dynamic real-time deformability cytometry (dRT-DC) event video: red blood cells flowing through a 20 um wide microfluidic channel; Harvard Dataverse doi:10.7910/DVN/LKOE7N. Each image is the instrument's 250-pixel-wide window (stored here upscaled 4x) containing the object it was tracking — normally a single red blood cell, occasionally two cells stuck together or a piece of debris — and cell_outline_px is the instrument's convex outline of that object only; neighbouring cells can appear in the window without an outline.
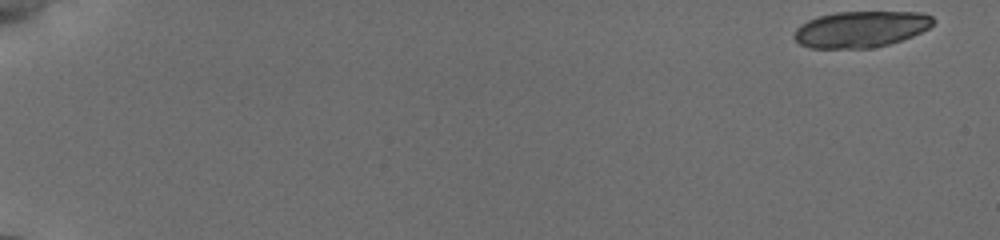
{"species": "common noctule bat (a hibernating species)", "species_latin": "Nyctalus noctula", "temperature_condition": "cold", "stored_images_in_passage": 57, "camera_frame_rate_fps": 3000, "um_per_image_px": 0.085, "animal": {"sex": "female", "body_mass_g": 19.5, "forearm_length_mm": 54.1}, "frame": {"image": 1, "passage_image": 1, "time_ms": 0.0, "image_size_px": [1000, 240], "cell_outline_px": [[936, 20], [928, 28], [912, 36], [888, 44], [868, 48], [808, 48], [800, 44], [792, 36], [796, 28], [800, 24], [816, 16], [836, 12], [924, 12], [932, 16]], "centroid_in_image_um": [73.13, 2.47], "position_along_channel_um": 11.9, "area_um2": 29.48}, "authors_computed_cell_mechanics": {"area_um2": 19.074, "velocity_mm_per_s": 3.8278, "shape_relaxation_time_tau1_ms": 4.0049, "shape_relaxation_time_tau2_ms": 2.554, "deformation_change_tau1": 0.0752, "deformation_change_tau2": 0.0562}}